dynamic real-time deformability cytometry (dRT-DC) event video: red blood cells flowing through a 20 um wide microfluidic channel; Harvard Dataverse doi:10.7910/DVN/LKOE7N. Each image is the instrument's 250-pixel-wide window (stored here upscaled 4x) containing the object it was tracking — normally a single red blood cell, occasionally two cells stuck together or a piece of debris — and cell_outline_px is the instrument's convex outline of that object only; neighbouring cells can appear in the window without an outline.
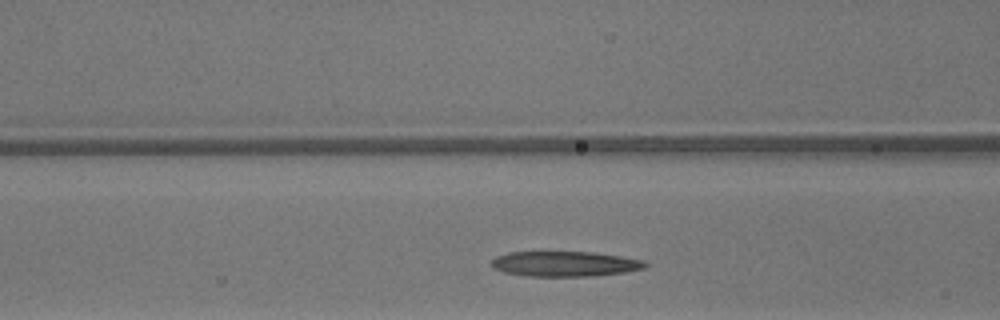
{"species": "common noctule bat (a hibernating species)", "species_latin": "Nyctalus noctula", "temperature_condition": "warm", "stored_images_in_passage": 26, "camera_frame_rate_fps": 3000, "um_per_image_px": 0.085, "animal": {"sex": "male", "body_mass_g": 13.3}, "frame": {"image": 1, "passage_image": 8, "time_ms": 2.333, "image_size_px": [1000, 320], "cell_outline_px": [[648, 264], [644, 268], [624, 272], [592, 276], [528, 276], [504, 272], [492, 268], [492, 260], [496, 256], [508, 252], [592, 252], [620, 256], [644, 260]], "centroid_in_image_um": [48.0, 22.42], "position_along_channel_um": 118.6, "area_um2": 22.48}}
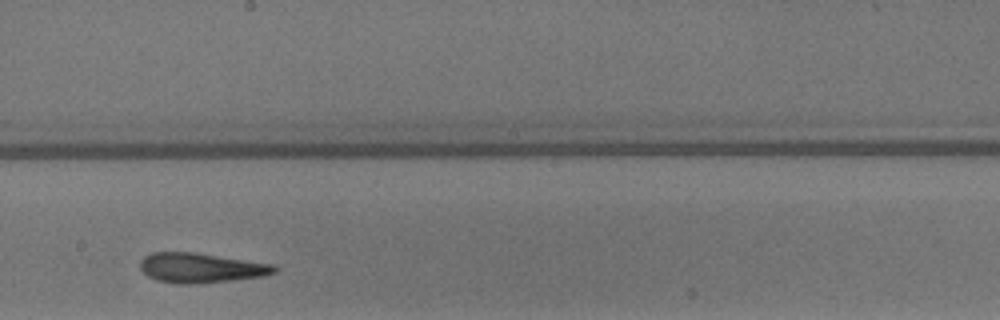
{"frame": {"image": 2, "passage_image": 16, "time_ms": 5.0, "image_size_px": [1000, 320], "cell_outline_px": [[276, 272], [264, 276], [232, 280], [192, 284], [176, 284], [156, 280], [148, 276], [140, 268], [140, 260], [144, 256], [152, 252], [196, 252], [276, 264]], "centroid_in_image_um": [17.08, 22.76], "position_along_channel_um": 231.1, "area_um2": 23.52}}
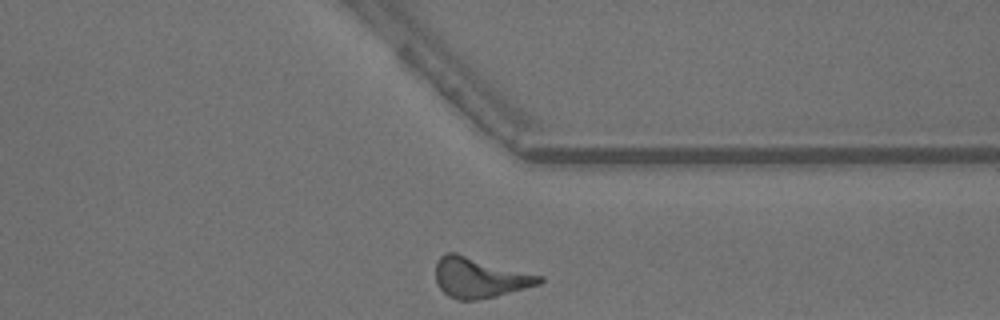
{"frame": {"image": 3, "passage_image": 26, "time_ms": 8.333, "image_size_px": [1000, 320], "cell_outline_px": [[544, 280], [540, 284], [496, 296], [476, 300], [456, 300], [448, 296], [436, 284], [436, 260], [440, 256], [448, 252], [456, 252], [544, 276]], "centroid_in_image_um": [40.76, 23.59], "position_along_channel_um": 370.6, "area_um2": 24.57}, "authors_computed_cell_mechanics": {"area_um2": 22.6865, "velocity_mm_per_s": 4.2214, "shape_relaxation_time_tau1_ms": null, "shape_relaxation_time_tau2_ms": 2.8177, "deformation_change_tau1": null, "deformation_change_tau2": 0.1599}}